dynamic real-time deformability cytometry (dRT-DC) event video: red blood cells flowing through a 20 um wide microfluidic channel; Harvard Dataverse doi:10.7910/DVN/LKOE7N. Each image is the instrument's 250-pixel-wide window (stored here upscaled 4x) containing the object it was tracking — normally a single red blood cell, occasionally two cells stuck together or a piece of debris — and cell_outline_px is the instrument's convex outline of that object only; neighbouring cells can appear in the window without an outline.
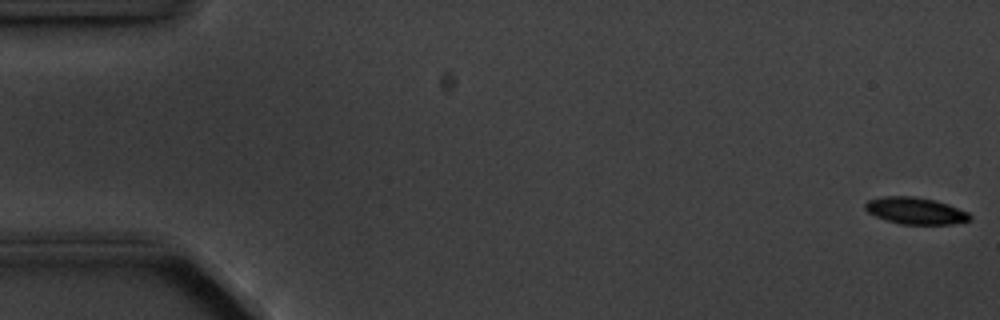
{"species": "common noctule bat (a hibernating species)", "species_latin": "Nyctalus noctula", "temperature_condition": "cold", "stored_images_in_passage": 3, "camera_frame_rate_fps": 3000, "um_per_image_px": 0.085, "animal": {"sex": "male", "body_mass_g": 20.1, "forearm_length_mm": 53.5}, "frame": {"image": 1, "passage_image": 1, "time_ms": 0.0, "image_size_px": [1000, 320], "cell_outline_px": [[972, 220], [952, 224], [900, 224], [876, 216], [868, 212], [864, 208], [864, 204], [868, 200], [884, 196], [912, 196], [932, 200], [948, 204], [968, 212], [972, 216]], "centroid_in_image_um": [77.82, 17.92], "position_along_channel_um": 7.2, "area_um2": 16.24}}